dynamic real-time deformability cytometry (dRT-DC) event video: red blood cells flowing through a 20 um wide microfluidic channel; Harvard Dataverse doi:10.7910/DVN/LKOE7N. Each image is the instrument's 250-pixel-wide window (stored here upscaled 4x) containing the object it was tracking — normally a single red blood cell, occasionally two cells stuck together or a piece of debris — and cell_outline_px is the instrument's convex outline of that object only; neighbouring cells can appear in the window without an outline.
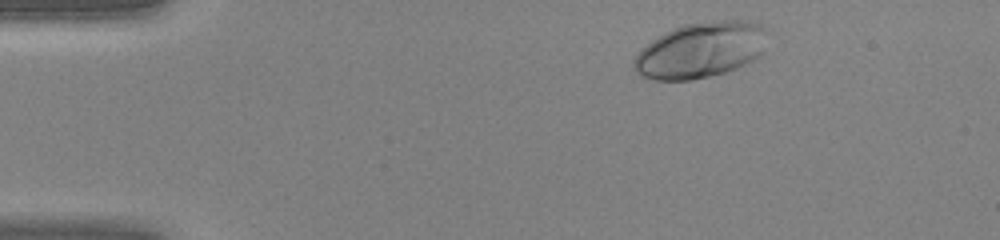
{"species": "human", "species_latin": "Homo sapiens", "temperature_condition": "warm", "stored_images_in_passage": 40, "camera_frame_rate_fps": 3000, "um_per_image_px": 0.085, "donor": {"sex": "female"}, "frame": {"image": 1, "passage_image": 3, "time_ms": 0.667, "image_size_px": [1000, 240], "cell_outline_px": [[768, 28], [764, 52], [760, 56], [736, 68], [724, 72], [692, 80], [652, 80], [640, 76], [632, 68], [632, 60], [652, 40], [672, 28], [684, 24], [712, 20], [748, 20], [760, 24]], "centroid_in_image_um": [59.58, 4.24], "position_along_channel_um": 25.4, "area_um2": 43.7}}
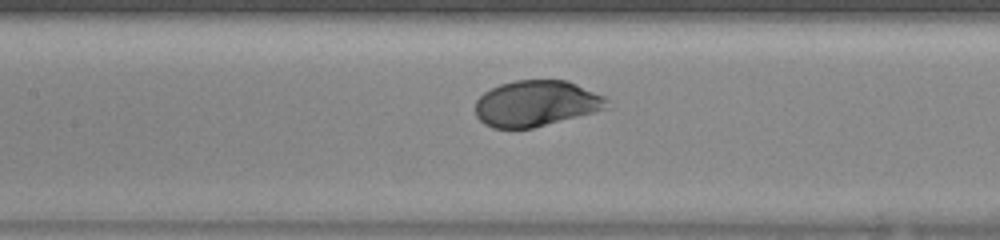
{"frame": {"image": 2, "passage_image": 17, "time_ms": 5.333, "image_size_px": [1000, 240], "cell_outline_px": [[608, 108], [532, 128], [492, 128], [484, 124], [476, 116], [476, 100], [484, 92], [500, 84], [516, 80], [568, 80], [604, 96], [608, 100]], "centroid_in_image_um": [45.56, 8.79], "position_along_channel_um": 161.8, "area_um2": 35.03}}
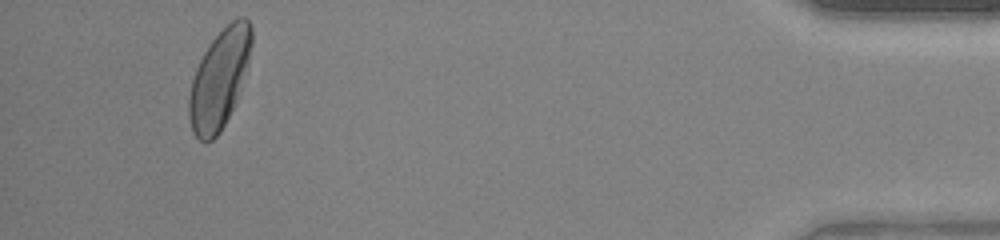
{"frame": {"image": 3, "passage_image": 38, "time_ms": 12.333, "image_size_px": [1000, 240], "cell_outline_px": [[252, 44], [248, 60], [236, 100], [220, 132], [212, 140], [204, 144], [192, 132], [188, 116], [188, 96], [192, 80], [196, 68], [204, 52], [212, 40], [236, 16], [244, 16], [248, 20], [252, 28]], "centroid_in_image_um": [18.62, 6.72], "position_along_channel_um": 416.6, "area_um2": 35.66}}